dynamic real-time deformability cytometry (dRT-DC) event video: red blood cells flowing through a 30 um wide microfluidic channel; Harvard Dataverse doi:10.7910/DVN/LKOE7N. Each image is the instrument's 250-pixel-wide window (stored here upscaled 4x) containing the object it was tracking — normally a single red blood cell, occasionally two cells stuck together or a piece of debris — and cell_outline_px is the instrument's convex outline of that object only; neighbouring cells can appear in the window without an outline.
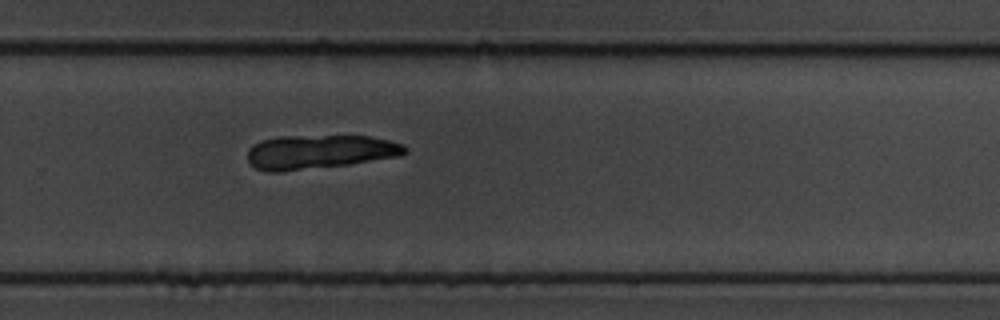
{"species": "common noctule bat (a hibernating species)", "species_latin": "Nyctalus noctula", "temperature_condition": "cold", "stored_images_in_passage": 13, "segment_of_instrument_passage": [2, 2], "camera_frame_rate_fps": 3000, "um_per_image_px": 0.085, "animal": {"sex": "male", "body_mass_g": 19.5, "forearm_length_mm": 54.6}, "frame": {"image": 1, "passage_image": 13, "time_ms": 4.0, "image_size_px": [1000, 320], "cell_outline_px": [[408, 152], [400, 156], [348, 164], [280, 172], [268, 172], [256, 168], [248, 160], [248, 148], [252, 144], [260, 140], [276, 136], [368, 136], [388, 140], [404, 144], [408, 148]], "centroid_in_image_um": [27.15, 12.9], "position_along_channel_um": 302.7, "area_um2": 31.33}}